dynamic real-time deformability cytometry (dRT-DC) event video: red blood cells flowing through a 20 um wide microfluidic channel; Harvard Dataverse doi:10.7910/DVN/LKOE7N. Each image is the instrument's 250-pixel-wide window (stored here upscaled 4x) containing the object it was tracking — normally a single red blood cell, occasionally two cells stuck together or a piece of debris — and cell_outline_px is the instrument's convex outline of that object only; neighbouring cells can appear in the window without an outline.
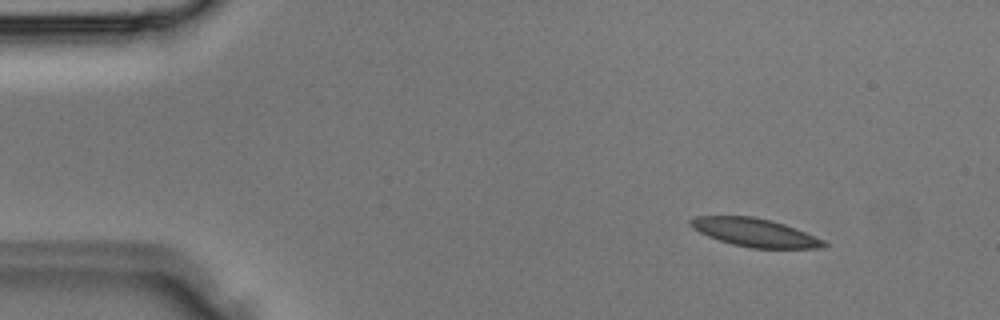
{"species": "Egyptian fruit bat (a non-hibernating species)", "species_latin": "Rousettus aegyptiacus", "temperature_condition": "room temperature", "stored_images_in_passage": 34, "camera_frame_rate_fps": 3000, "um_per_image_px": 0.085, "animal": {"sex": "male"}, "frame": {"image": 1, "passage_image": 3, "time_ms": 0.667, "image_size_px": [1000, 320], "cell_outline_px": [[828, 244], [824, 248], [752, 248], [732, 244], [708, 236], [692, 228], [688, 224], [688, 220], [696, 216], [752, 216], [772, 220], [784, 224], [824, 240]], "centroid_in_image_um": [64.14, 19.76], "position_along_channel_um": 20.9, "area_um2": 21.85}}
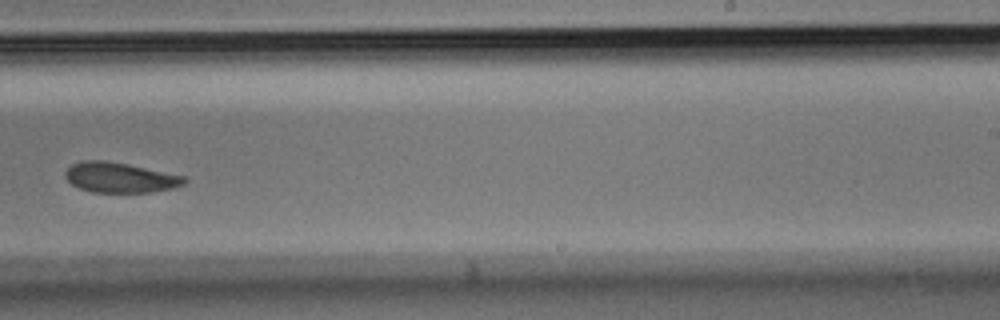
{"frame": {"image": 2, "passage_image": 21, "time_ms": 6.667, "image_size_px": [1000, 320], "cell_outline_px": [[188, 180], [184, 184], [172, 188], [152, 192], [92, 192], [80, 188], [72, 184], [64, 176], [64, 172], [72, 164], [80, 160], [108, 160], [128, 164], [184, 176]], "centroid_in_image_um": [10.17, 15.08], "position_along_channel_um": 278.8, "area_um2": 20.92}}
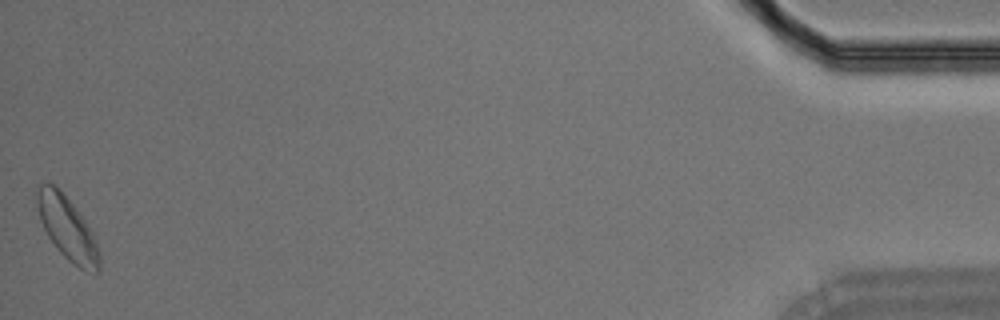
{"frame": {"image": 3, "passage_image": 34, "time_ms": 11.0, "image_size_px": [1000, 320], "cell_outline_px": [[100, 272], [84, 272], [72, 264], [56, 248], [48, 236], [40, 220], [36, 204], [36, 192], [40, 184], [52, 184], [60, 188], [92, 228], [100, 252]], "centroid_in_image_um": [5.76, 19.43], "position_along_channel_um": 429.4, "area_um2": 23.47}}